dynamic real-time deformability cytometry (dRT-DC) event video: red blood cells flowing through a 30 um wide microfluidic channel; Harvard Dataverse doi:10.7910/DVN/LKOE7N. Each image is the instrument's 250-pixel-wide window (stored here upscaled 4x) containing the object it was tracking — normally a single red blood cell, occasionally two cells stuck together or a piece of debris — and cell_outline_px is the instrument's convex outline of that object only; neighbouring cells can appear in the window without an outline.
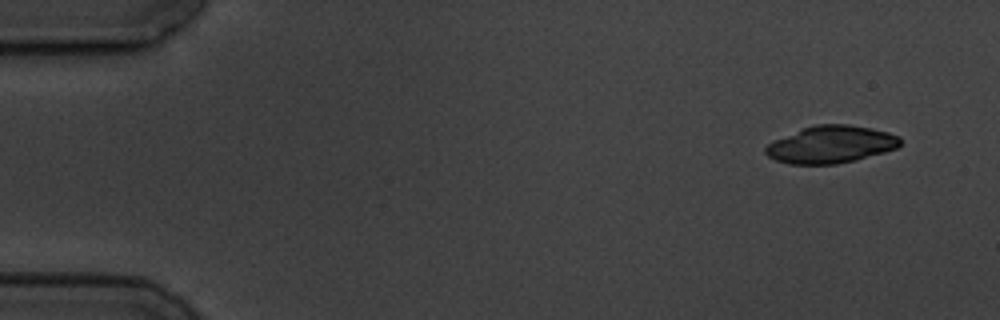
{"species": "common noctule bat (a hibernating species)", "species_latin": "Nyctalus noctula", "temperature_condition": "cold", "stored_images_in_passage": 7, "camera_frame_rate_fps": 3000, "um_per_image_px": 0.085, "animal": {"sex": "male", "body_mass_g": 19.5, "forearm_length_mm": 54.6}, "frame": {"image": 1, "passage_image": 1, "time_ms": 0.0, "image_size_px": [1000, 320], "cell_outline_px": [[900, 144], [896, 148], [884, 152], [856, 160], [836, 164], [788, 164], [776, 160], [768, 156], [764, 152], [764, 148], [768, 144], [776, 140], [804, 128], [816, 124], [848, 124], [872, 128], [888, 132], [900, 136]], "centroid_in_image_um": [70.64, 12.28], "position_along_channel_um": 14.4, "area_um2": 29.07}}